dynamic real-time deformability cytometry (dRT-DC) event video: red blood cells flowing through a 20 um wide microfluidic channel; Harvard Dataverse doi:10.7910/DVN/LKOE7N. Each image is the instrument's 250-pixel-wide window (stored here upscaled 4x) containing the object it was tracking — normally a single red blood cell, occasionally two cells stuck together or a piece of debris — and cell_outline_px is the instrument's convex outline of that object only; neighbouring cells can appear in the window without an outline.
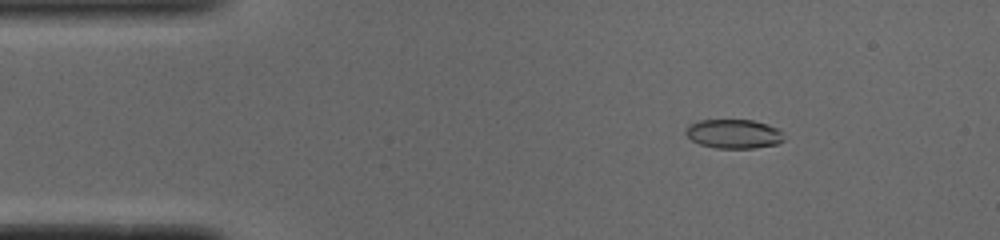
{"species": "common noctule bat (a hibernating species)", "species_latin": "Nyctalus noctula", "temperature_condition": "cold", "stored_images_in_passage": 45, "camera_frame_rate_fps": 3000, "um_per_image_px": 0.085, "animal": {"sex": "male", "body_mass_g": 19.0, "forearm_length_mm": 50.8}, "frame": {"image": 1, "passage_image": 1, "time_ms": 0.0, "image_size_px": [1000, 240], "cell_outline_px": [[784, 140], [776, 144], [752, 148], [716, 148], [700, 144], [692, 140], [684, 132], [688, 124], [700, 120], [752, 120], [768, 124], [780, 128]], "centroid_in_image_um": [62.37, 11.37], "position_along_channel_um": 22.6, "area_um2": 16.7}}
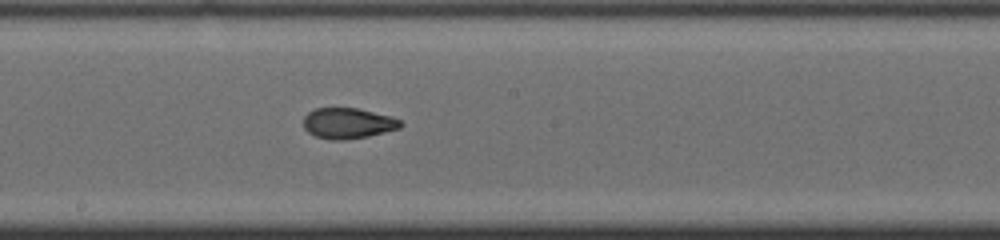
{"frame": {"image": 2, "passage_image": 21, "time_ms": 6.667, "image_size_px": [1000, 240], "cell_outline_px": [[404, 124], [400, 128], [368, 136], [344, 140], [332, 140], [316, 136], [308, 132], [304, 128], [304, 116], [308, 112], [316, 108], [356, 108], [392, 116], [400, 120]], "centroid_in_image_um": [29.58, 10.47], "position_along_channel_um": 218.6, "area_um2": 17.34}}
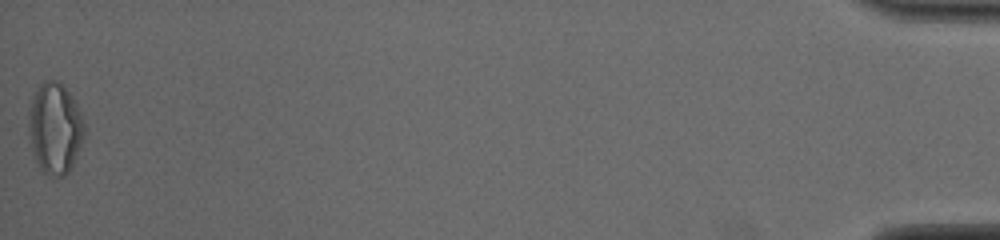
{"frame": {"image": 3, "passage_image": 45, "time_ms": 14.667, "image_size_px": [1000, 240], "cell_outline_px": [[84, 136], [76, 156], [68, 172], [64, 176], [56, 176], [44, 172], [36, 160], [32, 148], [28, 132], [28, 112], [32, 100], [40, 84], [44, 80], [56, 80], [72, 96], [84, 120]], "centroid_in_image_um": [4.66, 10.89], "position_along_channel_um": 430.5, "area_um2": 29.07}, "authors_computed_cell_mechanics": {"area_um2": 17.5712, "velocity_mm_per_s": 3.9156, "shape_relaxation_time_tau1_ms": null, "shape_relaxation_time_tau2_ms": 1.5105, "deformation_change_tau1": null, "deformation_change_tau2": 0.0776}}